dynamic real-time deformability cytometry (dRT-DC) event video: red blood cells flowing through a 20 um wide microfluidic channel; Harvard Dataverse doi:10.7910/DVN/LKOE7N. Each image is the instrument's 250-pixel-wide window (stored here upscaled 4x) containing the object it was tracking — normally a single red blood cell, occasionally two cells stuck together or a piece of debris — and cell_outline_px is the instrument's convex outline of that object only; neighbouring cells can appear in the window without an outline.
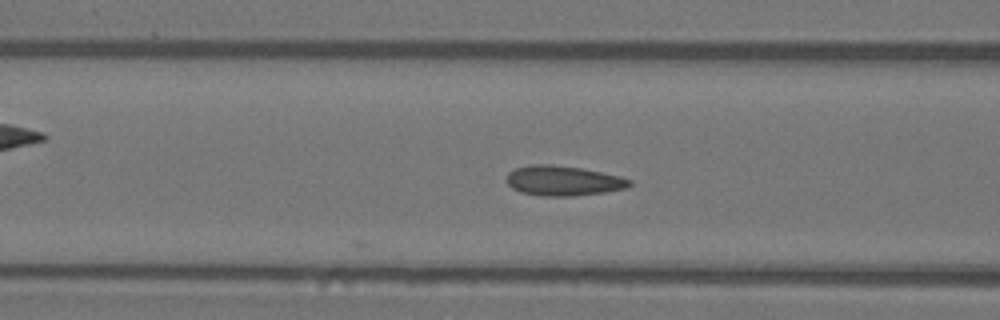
{"species": "Egyptian fruit bat (a non-hibernating species)", "species_latin": "Rousettus aegyptiacus", "temperature_condition": "warm", "stored_images_in_passage": 9, "camera_frame_rate_fps": 3000, "um_per_image_px": 0.085, "animal": {"sex": "female"}, "frame": {"image": 1, "passage_image": 9, "time_ms": 2.667, "image_size_px": [1000, 320], "cell_outline_px": [[632, 184], [624, 188], [604, 192], [572, 196], [544, 196], [520, 192], [512, 188], [504, 180], [508, 172], [516, 168], [532, 164], [552, 164], [580, 168], [620, 176], [632, 180]], "centroid_in_image_um": [47.82, 15.36], "position_along_channel_um": 118.8, "area_um2": 21.44}}